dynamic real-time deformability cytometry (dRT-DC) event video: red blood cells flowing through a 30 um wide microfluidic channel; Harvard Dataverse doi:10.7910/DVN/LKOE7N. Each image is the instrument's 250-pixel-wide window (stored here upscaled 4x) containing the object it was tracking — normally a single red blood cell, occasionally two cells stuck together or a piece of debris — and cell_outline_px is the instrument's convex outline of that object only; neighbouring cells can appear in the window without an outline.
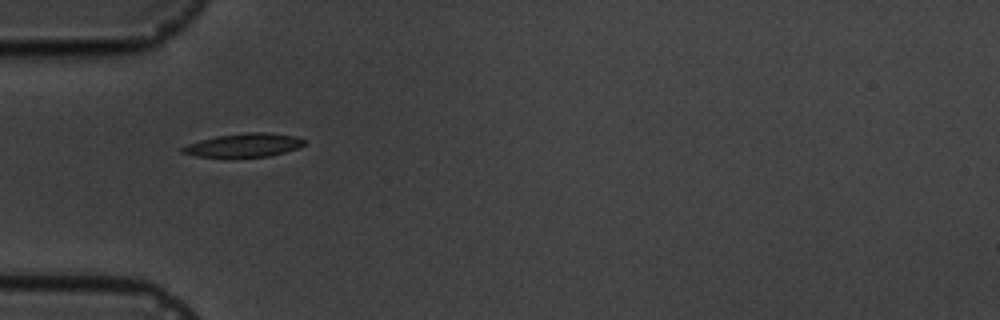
{"species": "common noctule bat (a hibernating species)", "species_latin": "Nyctalus noctula", "temperature_condition": "cold", "stored_images_in_passage": 7, "camera_frame_rate_fps": 3000, "um_per_image_px": 0.085, "animal": {"sex": "male", "body_mass_g": 19.5, "forearm_length_mm": 54.6}, "frame": {"image": 1, "passage_image": 6, "time_ms": 5.667, "image_size_px": [1000, 320], "cell_outline_px": [[304, 144], [296, 148], [284, 152], [268, 156], [236, 160], [228, 160], [196, 156], [180, 152], [180, 148], [188, 144], [200, 140], [216, 136], [244, 132], [268, 132], [292, 136], [304, 140]], "centroid_in_image_um": [20.62, 12.39], "position_along_channel_um": 64.4, "area_um2": 17.46}}
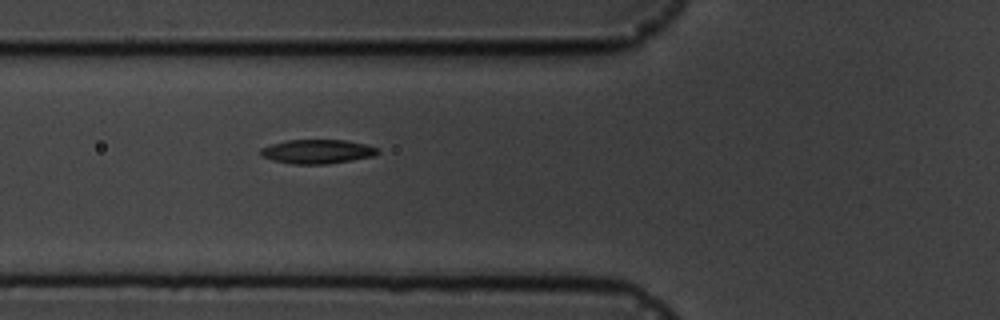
{"frame": {"image": 2, "passage_image": 7, "time_ms": 6.667, "image_size_px": [1000, 320], "cell_outline_px": [[380, 152], [376, 156], [328, 164], [292, 164], [272, 160], [260, 156], [260, 148], [272, 144], [288, 140], [344, 140], [364, 144], [380, 148]], "centroid_in_image_um": [26.99, 12.89], "position_along_channel_um": 98.8, "area_um2": 16.59}}